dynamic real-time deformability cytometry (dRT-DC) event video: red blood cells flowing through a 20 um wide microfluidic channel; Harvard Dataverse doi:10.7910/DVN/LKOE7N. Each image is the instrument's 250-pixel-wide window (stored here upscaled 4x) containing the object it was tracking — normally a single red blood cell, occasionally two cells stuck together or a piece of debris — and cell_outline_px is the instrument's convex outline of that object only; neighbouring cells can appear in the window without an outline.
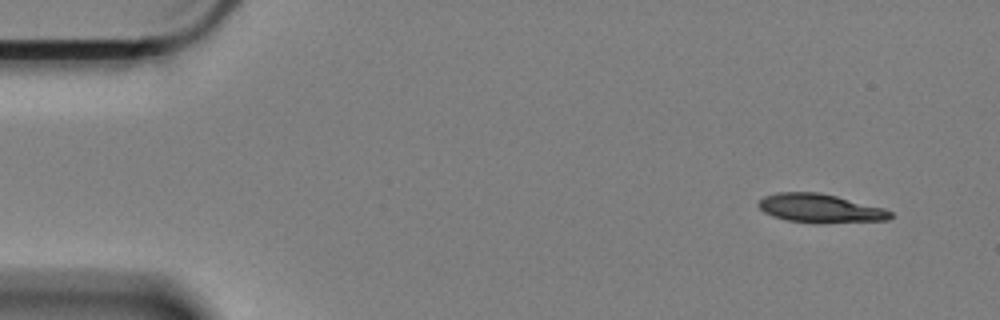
{"species": "Egyptian fruit bat (a non-hibernating species)", "species_latin": "Rousettus aegyptiacus", "temperature_condition": "cold", "stored_images_in_passage": 56, "camera_frame_rate_fps": 3000, "um_per_image_px": 0.085, "animal": {"sex": "female"}, "frame": {"image": 1, "passage_image": 1, "time_ms": 0.0, "image_size_px": [1000, 320], "cell_outline_px": [[892, 216], [888, 220], [788, 220], [772, 216], [764, 212], [756, 204], [764, 196], [776, 192], [820, 192], [884, 208], [892, 212]], "centroid_in_image_um": [69.64, 17.64], "position_along_channel_um": 15.4, "area_um2": 20.81}}
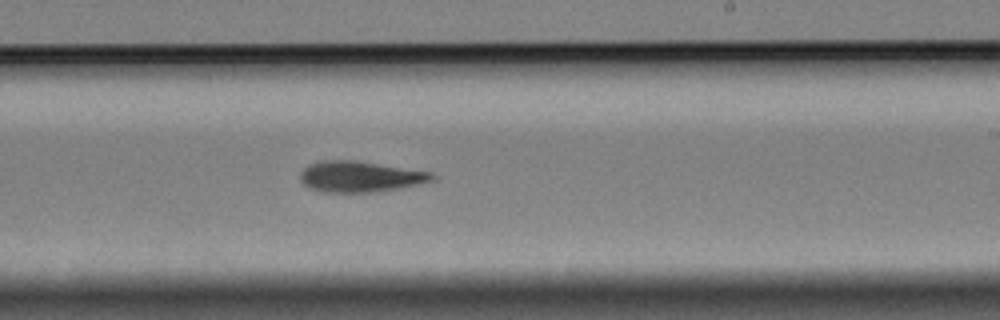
{"frame": {"image": 2, "passage_image": 32, "time_ms": 10.333, "image_size_px": [1000, 320], "cell_outline_px": [[436, 180], [400, 188], [376, 192], [320, 192], [308, 188], [300, 180], [300, 172], [308, 164], [324, 160], [352, 160], [432, 172], [436, 176]], "centroid_in_image_um": [30.59, 15.02], "position_along_channel_um": 258.4, "area_um2": 23.81}}
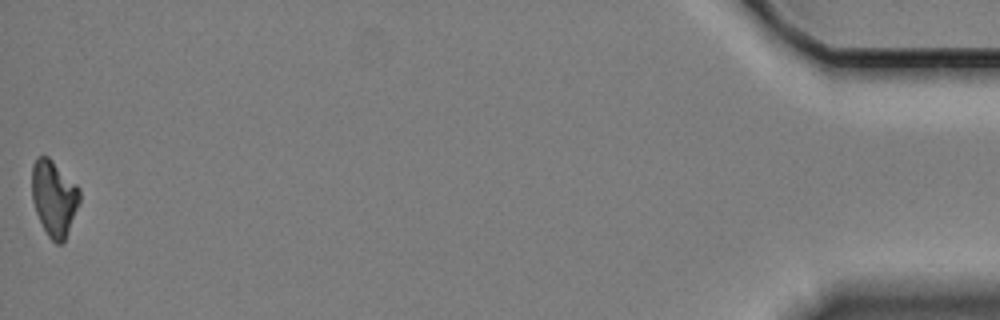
{"frame": {"image": 3, "passage_image": 56, "time_ms": 18.333, "image_size_px": [1000, 320], "cell_outline_px": [[80, 200], [64, 240], [60, 244], [56, 244], [48, 236], [36, 212], [32, 200], [32, 164], [36, 156], [48, 156], [80, 188]], "centroid_in_image_um": [4.57, 16.8], "position_along_channel_um": 430.6, "area_um2": 20.81}, "authors_computed_cell_mechanics": {"area_um2": 22.9755, "velocity_mm_per_s": 3.3255, "shape_relaxation_time_tau1_ms": 5.4441, "shape_relaxation_time_tau2_ms": null, "deformation_change_tau1": 0.1199, "deformation_change_tau2": null}}